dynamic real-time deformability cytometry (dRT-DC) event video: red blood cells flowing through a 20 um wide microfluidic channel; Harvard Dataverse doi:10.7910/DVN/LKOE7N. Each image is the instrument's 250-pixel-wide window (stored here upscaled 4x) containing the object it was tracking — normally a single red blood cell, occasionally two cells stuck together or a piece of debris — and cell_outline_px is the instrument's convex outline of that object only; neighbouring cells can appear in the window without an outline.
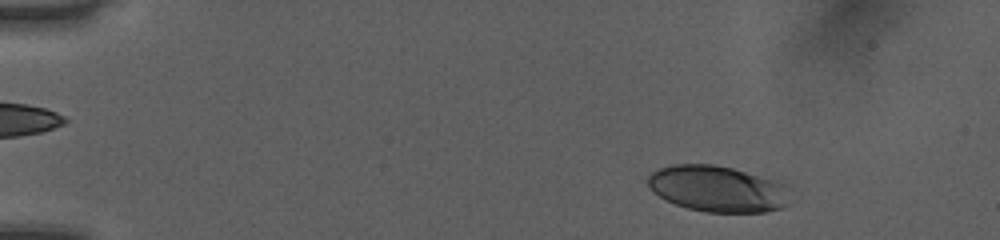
{"species": "human", "species_latin": "Homo sapiens", "temperature_condition": "room temperature", "stored_images_in_passage": 48, "camera_frame_rate_fps": 3000, "um_per_image_px": 0.085, "donor": {"sex": "female"}, "frame": {"image": 1, "passage_image": 4, "time_ms": 1.0, "image_size_px": [1000, 240], "cell_outline_px": [[788, 204], [780, 208], [764, 212], [704, 212], [688, 208], [676, 204], [652, 192], [648, 184], [648, 176], [652, 172], [660, 168], [672, 164], [712, 164], [732, 168], [784, 184]], "centroid_in_image_um": [60.93, 16.05], "position_along_channel_um": 24.1, "area_um2": 37.63}}
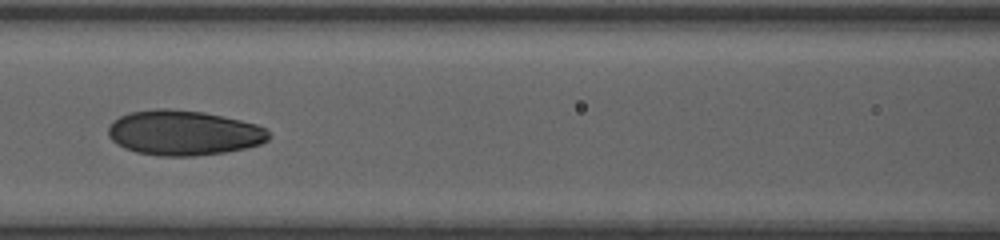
{"frame": {"image": 2, "passage_image": 21, "time_ms": 6.667, "image_size_px": [1000, 240], "cell_outline_px": [[272, 136], [268, 140], [260, 144], [244, 148], [224, 152], [192, 156], [160, 156], [136, 152], [124, 148], [116, 144], [108, 136], [108, 128], [112, 120], [128, 112], [156, 108], [168, 108], [204, 112], [240, 120], [256, 124], [264, 128]], "centroid_in_image_um": [15.57, 11.28], "position_along_channel_um": 151.0, "area_um2": 42.25}}
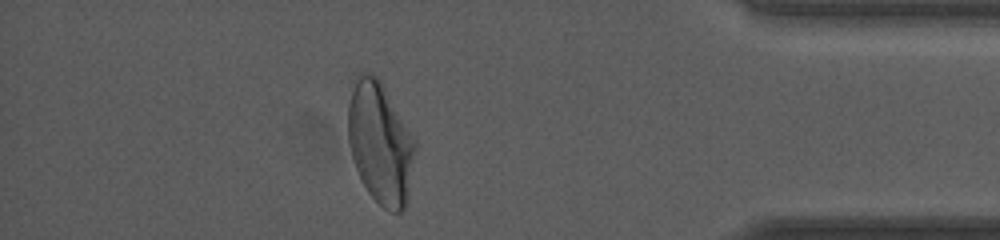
{"frame": {"image": 3, "passage_image": 42, "time_ms": 13.667, "image_size_px": [1000, 240], "cell_outline_px": [[416, 152], [408, 200], [404, 208], [400, 212], [392, 212], [384, 208], [368, 192], [356, 168], [352, 156], [348, 140], [348, 104], [356, 80], [360, 72], [368, 72], [376, 76], [380, 80], [416, 140]], "centroid_in_image_um": [32.35, 12.18], "position_along_channel_um": 402.9, "area_um2": 47.4}, "authors_computed_cell_mechanics": {"area_um2": 41.3848, "velocity_mm_per_s": 4.0665, "shape_relaxation_time_tau1_ms": 5.3139, "shape_relaxation_time_tau2_ms": 1.4373, "deformation_change_tau1": 0.1903, "deformation_change_tau2": 0.0629}}